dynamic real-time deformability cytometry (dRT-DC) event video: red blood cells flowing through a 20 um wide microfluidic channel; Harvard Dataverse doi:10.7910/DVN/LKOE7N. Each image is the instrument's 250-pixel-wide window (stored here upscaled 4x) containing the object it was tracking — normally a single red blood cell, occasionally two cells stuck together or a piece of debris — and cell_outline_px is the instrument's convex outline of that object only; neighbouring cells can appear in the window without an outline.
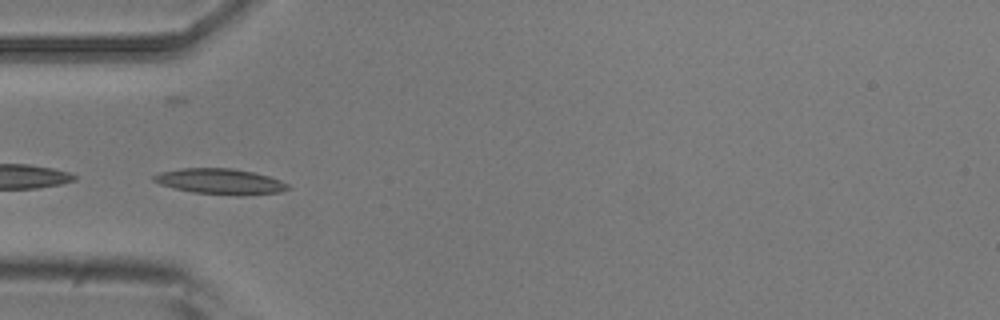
{"species": "common noctule bat (a hibernating species)", "species_latin": "Nyctalus noctula", "temperature_condition": "room temperature", "stored_images_in_passage": 36, "camera_frame_rate_fps": 3000, "um_per_image_px": 0.085, "animal": {"sex": "male", "body_mass_g": 20.5, "forearm_length_mm": 52.5}, "frame": {"image": 1, "passage_image": 1, "time_ms": 0.0, "image_size_px": [1000, 320], "cell_outline_px": [[292, 188], [280, 192], [244, 196], [240, 196], [192, 192], [160, 184], [152, 180], [152, 176], [160, 172], [180, 168], [232, 168], [252, 172], [268, 176], [280, 180], [288, 184]], "centroid_in_image_um": [18.74, 15.43], "position_along_channel_um": 66.3, "area_um2": 20.11}}
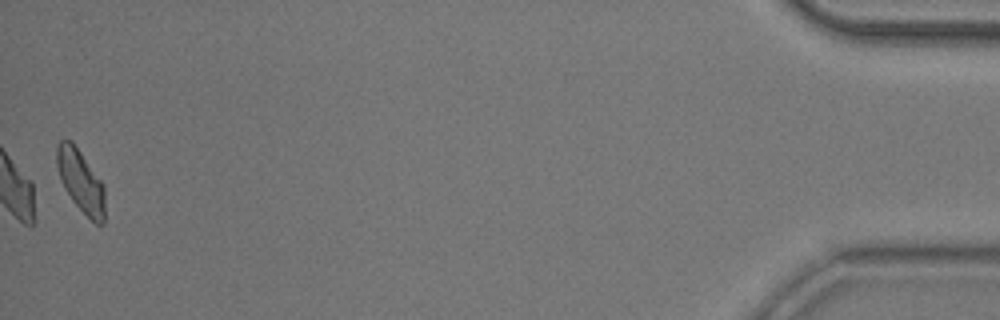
{"frame": {"image": 2, "passage_image": 36, "time_ms": 11.667, "image_size_px": [1000, 320], "cell_outline_px": [[104, 224], [100, 228], [72, 200], [64, 188], [60, 180], [56, 164], [56, 144], [60, 140], [72, 140], [104, 184]], "centroid_in_image_um": [6.85, 15.37], "position_along_channel_um": 428.3, "area_um2": 17.63}, "authors_computed_cell_mechanics": {"area_um2": 17.8602, "velocity_mm_per_s": 3.9012, "shape_relaxation_time_tau1_ms": 3.9026, "shape_relaxation_time_tau2_ms": 2.4314, "deformation_change_tau1": 0.121, "deformation_change_tau2": 0.0762}}